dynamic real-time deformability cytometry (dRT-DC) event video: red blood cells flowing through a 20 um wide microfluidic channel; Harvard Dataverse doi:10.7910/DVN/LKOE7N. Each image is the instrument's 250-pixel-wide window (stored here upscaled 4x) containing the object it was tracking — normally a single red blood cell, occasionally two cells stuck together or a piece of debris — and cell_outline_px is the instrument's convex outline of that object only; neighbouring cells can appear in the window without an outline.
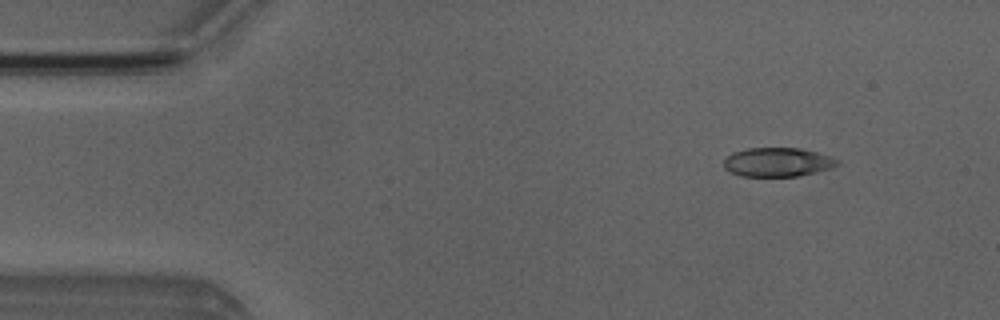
{"species": "Egyptian fruit bat (a non-hibernating species)", "species_latin": "Rousettus aegyptiacus", "temperature_condition": "room temperature", "stored_images_in_passage": 4, "camera_frame_rate_fps": 3000, "um_per_image_px": 0.085, "animal": {"sex": "male"}, "frame": {"image": 1, "passage_image": 2, "time_ms": 1.0, "image_size_px": [1000, 320], "cell_outline_px": [[840, 164], [832, 168], [800, 176], [740, 176], [724, 168], [724, 160], [732, 152], [748, 148], [800, 148], [816, 152], [840, 160]], "centroid_in_image_um": [66.11, 13.78], "position_along_channel_um": 18.9, "area_um2": 19.19}}